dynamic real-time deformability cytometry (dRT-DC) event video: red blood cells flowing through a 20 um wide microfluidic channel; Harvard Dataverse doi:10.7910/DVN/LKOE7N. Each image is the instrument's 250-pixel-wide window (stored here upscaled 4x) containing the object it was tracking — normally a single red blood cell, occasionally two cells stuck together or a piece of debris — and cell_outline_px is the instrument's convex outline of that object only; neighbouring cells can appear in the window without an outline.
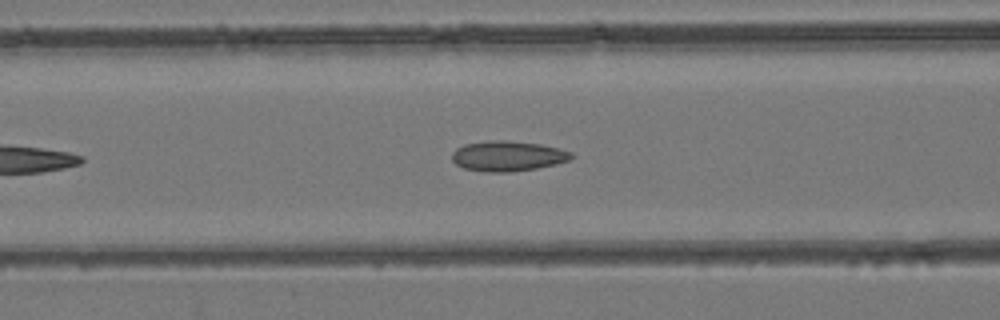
{"species": "common noctule bat (a hibernating species)", "species_latin": "Nyctalus noctula", "temperature_condition": "room temperature", "stored_images_in_passage": 40, "camera_frame_rate_fps": 3000, "um_per_image_px": 0.085, "animal": {"sex": "female", "body_mass_g": 24.6, "forearm_length_mm": 56.2}, "frame": {"image": 1, "passage_image": 10, "time_ms": 3.0, "image_size_px": [1000, 320], "cell_outline_px": [[572, 156], [568, 160], [556, 164], [536, 168], [508, 172], [484, 172], [464, 168], [456, 164], [452, 160], [452, 152], [456, 148], [464, 144], [488, 140], [504, 140], [540, 144], [572, 152]], "centroid_in_image_um": [43.1, 13.26], "position_along_channel_um": 123.5, "area_um2": 20.92}}
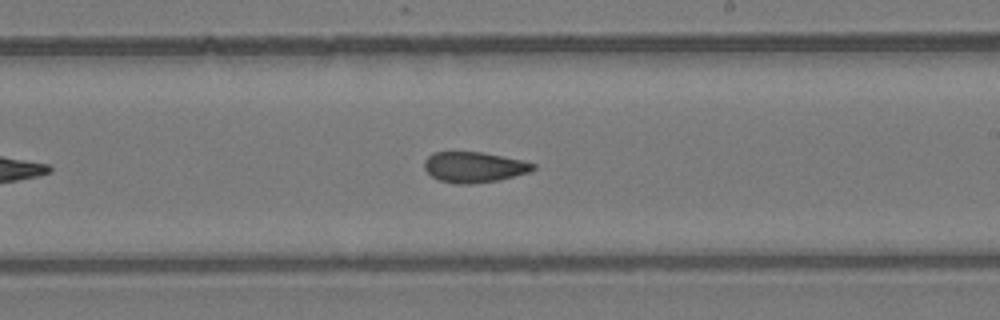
{"frame": {"image": 2, "passage_image": 19, "time_ms": 6.0, "image_size_px": [1000, 320], "cell_outline_px": [[536, 168], [532, 172], [500, 180], [472, 184], [456, 184], [440, 180], [432, 176], [424, 168], [424, 160], [432, 152], [480, 152], [524, 160], [536, 164]], "centroid_in_image_um": [40.34, 14.21], "position_along_channel_um": 248.7, "area_um2": 19.59}}
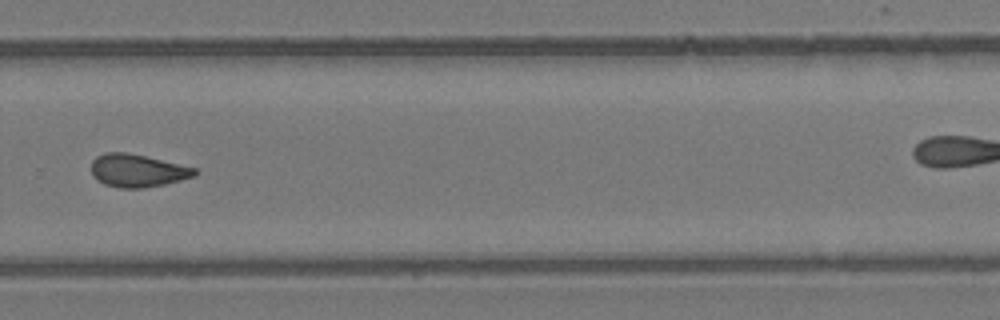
{"frame": {"image": 3, "passage_image": 24, "time_ms": 7.667, "image_size_px": [1000, 320], "cell_outline_px": [[200, 172], [196, 176], [164, 184], [144, 188], [120, 188], [104, 184], [96, 180], [92, 176], [92, 160], [96, 156], [104, 152], [128, 152], [196, 168]], "centroid_in_image_um": [11.67, 14.5], "position_along_channel_um": 318.1, "area_um2": 19.94}}